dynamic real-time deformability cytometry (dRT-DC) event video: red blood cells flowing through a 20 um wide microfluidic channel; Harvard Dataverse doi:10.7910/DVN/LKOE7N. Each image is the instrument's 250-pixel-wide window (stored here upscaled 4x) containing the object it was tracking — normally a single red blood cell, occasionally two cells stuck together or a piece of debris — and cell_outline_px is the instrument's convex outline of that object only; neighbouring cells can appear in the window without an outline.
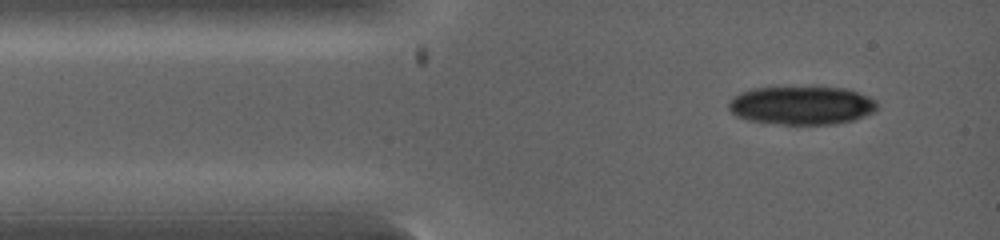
{"species": "common noctule bat (a hibernating species)", "species_latin": "Nyctalus noctula", "temperature_condition": "warm", "stored_images_in_passage": 2, "camera_frame_rate_fps": 5000, "um_per_image_px": 0.085, "animal": {"sex": "female", "body_mass_g": 19.0, "forearm_length_mm": 53.3}, "frame": {"image": 1, "passage_image": 1, "time_ms": 0.0, "image_size_px": [1000, 240], "cell_outline_px": [[876, 108], [872, 112], [864, 116], [852, 120], [836, 124], [784, 124], [748, 120], [736, 116], [728, 108], [728, 100], [740, 92], [752, 88], [816, 84], [844, 88], [868, 96], [876, 100]], "centroid_in_image_um": [68.11, 8.9], "position_along_channel_um": 16.9, "area_um2": 34.22}}